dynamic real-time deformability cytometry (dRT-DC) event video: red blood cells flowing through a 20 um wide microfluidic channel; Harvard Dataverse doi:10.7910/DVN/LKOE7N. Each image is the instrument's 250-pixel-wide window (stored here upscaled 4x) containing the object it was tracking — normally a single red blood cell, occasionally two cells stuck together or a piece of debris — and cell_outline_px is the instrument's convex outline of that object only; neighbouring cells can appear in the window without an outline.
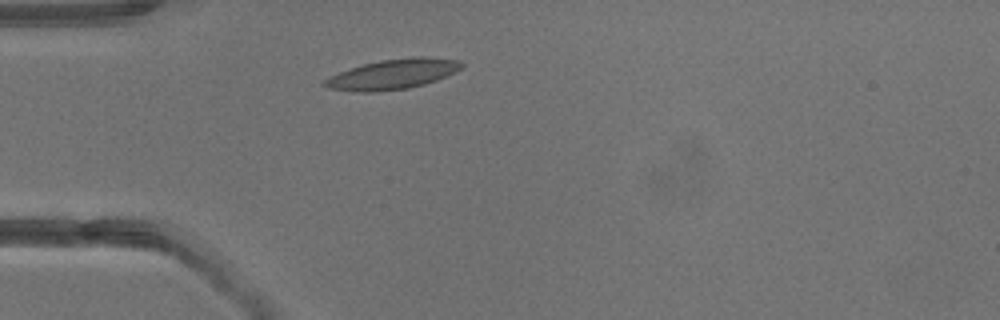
{"species": "common noctule bat (a hibernating species)", "species_latin": "Nyctalus noctula", "temperature_condition": "warm", "stored_images_in_passage": 1, "camera_frame_rate_fps": 3000, "um_per_image_px": 0.085, "animal": {"sex": "male", "body_mass_g": 13.3}, "frame": {"image": 1, "passage_image": 1, "time_ms": 0.0, "image_size_px": [1000, 320], "cell_outline_px": [[464, 68], [436, 80], [424, 84], [408, 88], [372, 92], [356, 92], [324, 88], [320, 84], [328, 76], [364, 64], [380, 60], [420, 56], [460, 60], [464, 64]], "centroid_in_image_um": [33.36, 6.31], "position_along_channel_um": 51.6, "area_um2": 24.04}}